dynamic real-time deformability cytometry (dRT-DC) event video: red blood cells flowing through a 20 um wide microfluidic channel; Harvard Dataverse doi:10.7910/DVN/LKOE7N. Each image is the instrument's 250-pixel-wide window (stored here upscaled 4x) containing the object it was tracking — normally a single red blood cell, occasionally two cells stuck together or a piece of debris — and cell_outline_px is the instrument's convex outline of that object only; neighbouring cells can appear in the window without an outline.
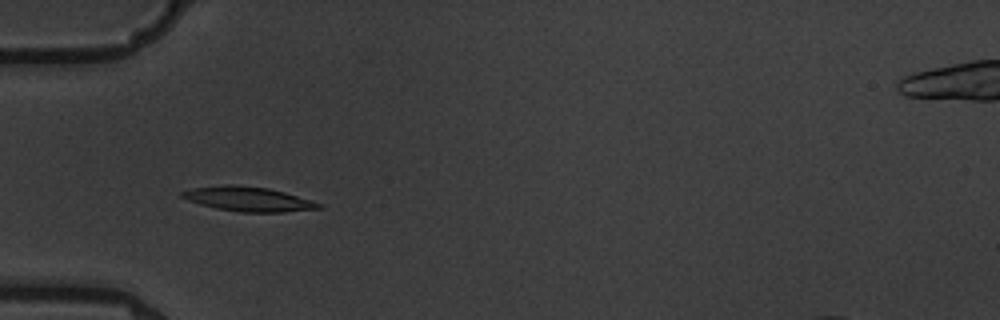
{"species": "common noctule bat (a hibernating species)", "species_latin": "Nyctalus noctula", "temperature_condition": "warm", "stored_images_in_passage": 4, "camera_frame_rate_fps": 3000, "um_per_image_px": 0.085, "animal": {"sex": "male", "body_mass_g": 19.5, "forearm_length_mm": 54.6}, "frame": {"image": 1, "passage_image": 3, "time_ms": 2.333, "image_size_px": [1000, 320], "cell_outline_px": [[324, 208], [284, 212], [240, 212], [216, 208], [200, 204], [188, 200], [180, 196], [180, 192], [192, 188], [224, 184], [236, 184], [268, 188], [284, 192], [320, 204]], "centroid_in_image_um": [21.05, 16.91], "position_along_channel_um": 64.0, "area_um2": 19.42}}
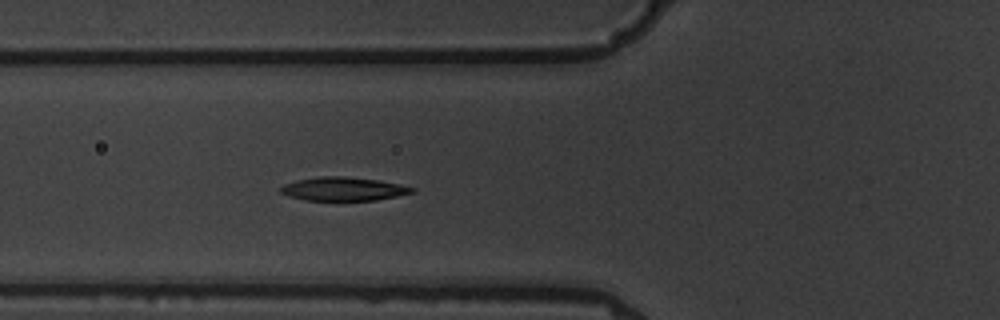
{"frame": {"image": 2, "passage_image": 4, "time_ms": 3.333, "image_size_px": [1000, 320], "cell_outline_px": [[416, 192], [376, 200], [304, 200], [288, 196], [280, 192], [280, 188], [284, 184], [296, 180], [320, 176], [344, 176], [376, 180], [400, 184], [416, 188]], "centroid_in_image_um": [29.18, 16.06], "position_along_channel_um": 96.6, "area_um2": 18.03}}